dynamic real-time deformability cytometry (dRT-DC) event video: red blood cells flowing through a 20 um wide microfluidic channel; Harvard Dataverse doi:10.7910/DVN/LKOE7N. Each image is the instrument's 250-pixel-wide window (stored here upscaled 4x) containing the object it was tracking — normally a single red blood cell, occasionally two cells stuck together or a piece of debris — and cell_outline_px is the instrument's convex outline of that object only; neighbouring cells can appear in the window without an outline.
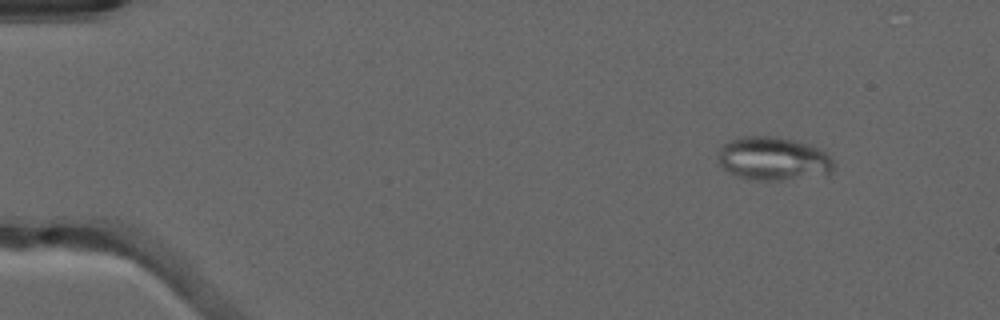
{"species": "common noctule bat (a hibernating species)", "species_latin": "Nyctalus noctula", "temperature_condition": "warm", "stored_images_in_passage": 42, "camera_frame_rate_fps": 3000, "um_per_image_px": 0.085, "animal": {"sex": "male", "forearm_length_mm": 52.5}, "frame": {"image": 1, "passage_image": 6, "time_ms": 1.667, "image_size_px": [1000, 320], "cell_outline_px": [[836, 164], [832, 172], [828, 176], [780, 180], [756, 180], [740, 176], [728, 172], [720, 164], [720, 148], [724, 144], [740, 136], [776, 136], [812, 144], [824, 152]], "centroid_in_image_um": [65.81, 13.49], "position_along_channel_um": 19.2, "area_um2": 29.48}}
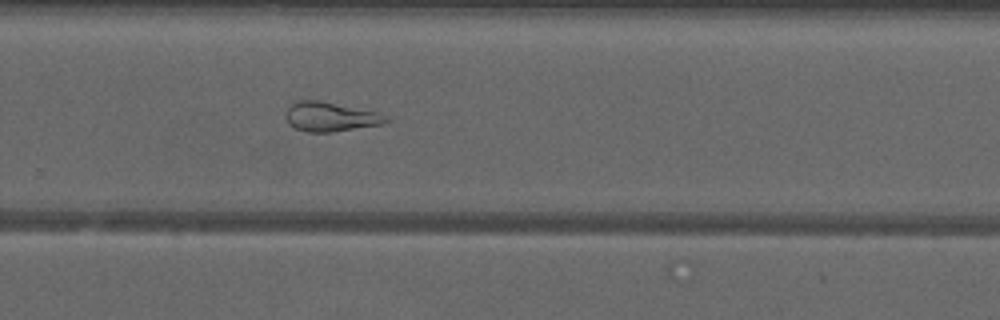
{"frame": {"image": 2, "passage_image": 35, "time_ms": 11.333, "image_size_px": [1000, 320], "cell_outline_px": [[392, 120], [384, 124], [332, 132], [308, 132], [296, 128], [288, 124], [284, 116], [288, 108], [292, 104], [300, 100], [320, 100], [376, 112], [388, 116]], "centroid_in_image_um": [28.1, 9.93], "position_along_channel_um": 301.7, "area_um2": 17.22}}
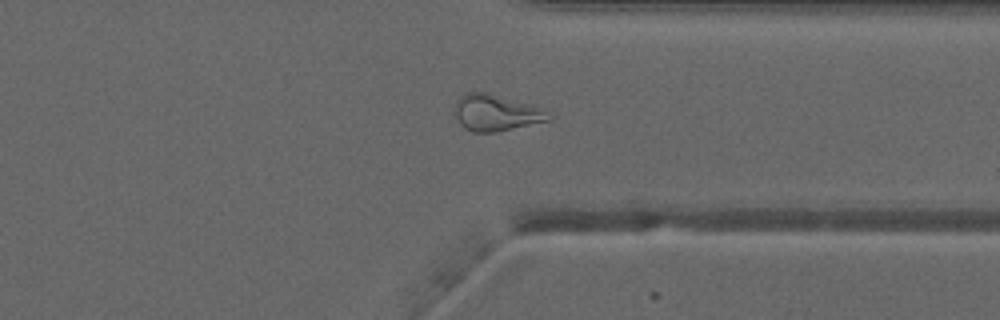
{"frame": {"image": 3, "passage_image": 40, "time_ms": 13.0, "image_size_px": [1000, 320], "cell_outline_px": [[552, 120], [496, 132], [472, 132], [464, 128], [456, 120], [452, 112], [456, 100], [460, 96], [468, 92], [484, 92], [536, 104], [552, 116]], "centroid_in_image_um": [42.15, 9.58], "position_along_channel_um": 369.3, "area_um2": 20.4}, "authors_computed_cell_mechanics": {"area_um2": 22.0507, "velocity_mm_per_s": 4.0586, "shape_relaxation_time_tau1_ms": null, "shape_relaxation_time_tau2_ms": 2.8542, "deformation_change_tau1": null, "deformation_change_tau2": 0.1206}}